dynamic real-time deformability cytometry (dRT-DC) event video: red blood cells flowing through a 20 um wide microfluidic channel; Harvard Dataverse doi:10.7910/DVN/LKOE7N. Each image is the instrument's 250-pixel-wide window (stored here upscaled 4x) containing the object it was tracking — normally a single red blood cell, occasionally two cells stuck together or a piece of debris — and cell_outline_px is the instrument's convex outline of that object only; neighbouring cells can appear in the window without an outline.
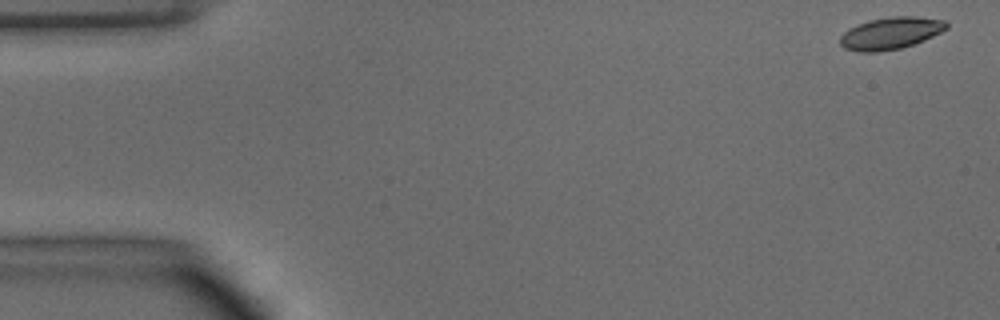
{"species": "common noctule bat (a hibernating species)", "species_latin": "Nyctalus noctula", "temperature_condition": "warm", "stored_images_in_passage": 49, "camera_frame_rate_fps": 3000, "um_per_image_px": 0.085, "animal": {"sex": "male", "body_mass_g": 15.6}, "frame": {"image": 1, "passage_image": 1, "time_ms": 0.0, "image_size_px": [1000, 320], "cell_outline_px": [[948, 28], [924, 40], [900, 48], [880, 52], [856, 52], [844, 48], [840, 44], [840, 36], [848, 28], [856, 24], [868, 20], [888, 16], [916, 16], [944, 20], [948, 24]], "centroid_in_image_um": [75.66, 2.81], "position_along_channel_um": 9.3, "area_um2": 20.06}}
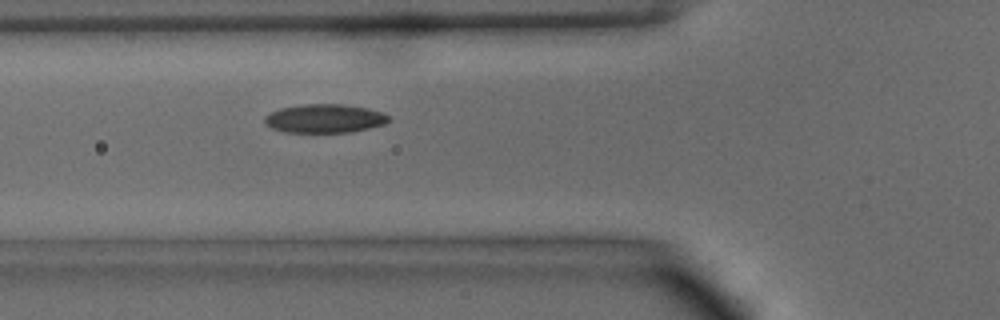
{"frame": {"image": 2, "passage_image": 17, "time_ms": 5.333, "image_size_px": [1000, 320], "cell_outline_px": [[392, 120], [384, 124], [352, 132], [284, 132], [272, 128], [264, 124], [264, 116], [280, 108], [304, 104], [340, 104], [368, 108], [384, 112]], "centroid_in_image_um": [27.6, 10.07], "position_along_channel_um": 98.2, "area_um2": 20.81}}
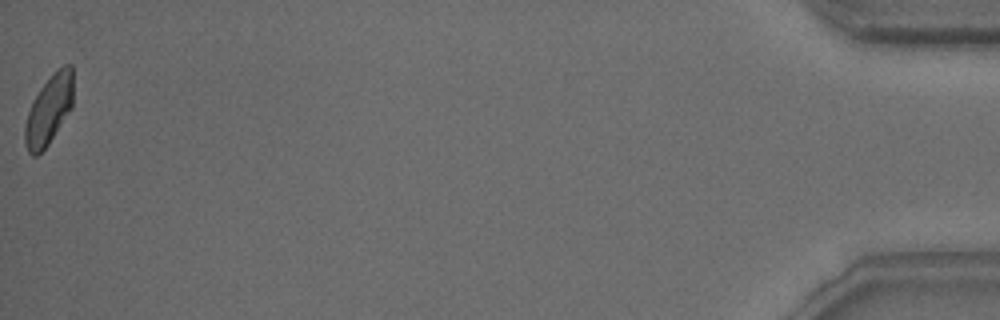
{"frame": {"image": 3, "passage_image": 49, "time_ms": 16.0, "image_size_px": [1000, 320], "cell_outline_px": [[72, 108], [48, 144], [36, 156], [32, 156], [28, 152], [24, 144], [24, 124], [32, 100], [40, 88], [52, 72], [56, 68], [64, 64], [72, 64]], "centroid_in_image_um": [4.14, 9.31], "position_along_channel_um": 431.1, "area_um2": 19.71}, "authors_computed_cell_mechanics": {"area_um2": 20.2878, "velocity_mm_per_s": 4.0537, "shape_relaxation_time_tau1_ms": 3.0038, "shape_relaxation_time_tau2_ms": 1.8516, "deformation_change_tau1": 0.0998, "deformation_change_tau2": 0.0579}}